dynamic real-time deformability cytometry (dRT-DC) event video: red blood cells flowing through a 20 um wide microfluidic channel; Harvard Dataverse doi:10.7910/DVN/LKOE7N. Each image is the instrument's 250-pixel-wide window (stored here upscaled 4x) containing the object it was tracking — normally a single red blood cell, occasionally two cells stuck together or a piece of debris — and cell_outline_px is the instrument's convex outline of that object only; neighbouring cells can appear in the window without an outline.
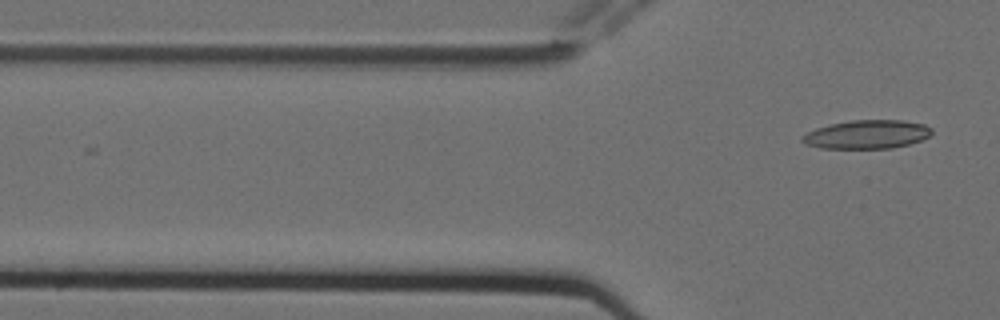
{"species": "Egyptian fruit bat (a non-hibernating species)", "species_latin": "Rousettus aegyptiacus", "temperature_condition": "cold", "stored_images_in_passage": 3, "camera_frame_rate_fps": 3000, "um_per_image_px": 0.085, "animal": {"sex": "female"}, "frame": {"image": 1, "passage_image": 3, "time_ms": 0.667, "image_size_px": [1000, 320], "cell_outline_px": [[932, 132], [928, 136], [920, 140], [908, 144], [892, 148], [820, 148], [804, 144], [800, 140], [800, 136], [816, 128], [828, 124], [852, 120], [900, 120], [924, 124], [932, 128]], "centroid_in_image_um": [73.64, 11.42], "position_along_channel_um": 52.2, "area_um2": 21.62}}